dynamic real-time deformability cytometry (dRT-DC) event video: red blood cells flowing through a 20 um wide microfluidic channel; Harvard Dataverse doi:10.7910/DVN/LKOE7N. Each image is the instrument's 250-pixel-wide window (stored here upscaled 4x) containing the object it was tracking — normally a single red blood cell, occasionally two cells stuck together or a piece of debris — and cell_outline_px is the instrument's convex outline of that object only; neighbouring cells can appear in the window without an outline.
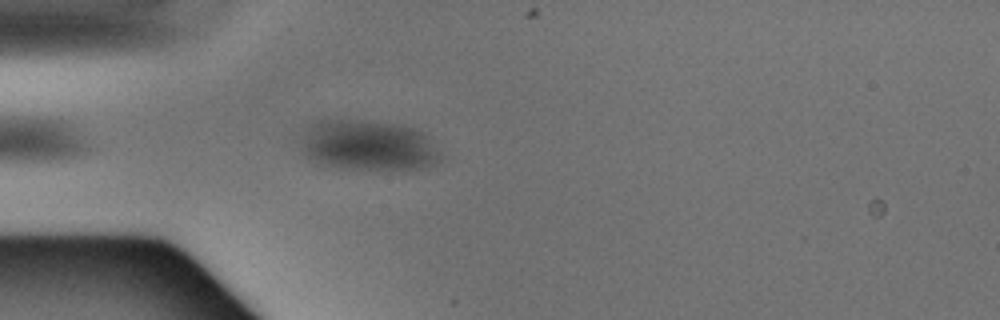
{"species": "Egyptian fruit bat (a non-hibernating species)", "species_latin": "Rousettus aegyptiacus", "temperature_condition": "warm", "stored_images_in_passage": 24, "camera_frame_rate_fps": 3000, "um_per_image_px": 0.085, "animal": {"sex": "male"}, "frame": {"image": 1, "passage_image": 3, "time_ms": 0.667, "image_size_px": [1000, 320], "cell_outline_px": [[444, 156], [440, 160], [432, 164], [416, 168], [340, 168], [316, 164], [300, 148], [300, 136], [312, 120], [372, 120], [404, 124], [416, 128], [424, 132], [428, 136]], "centroid_in_image_um": [31.26, 12.31], "position_along_channel_um": 53.7, "area_um2": 41.67}}
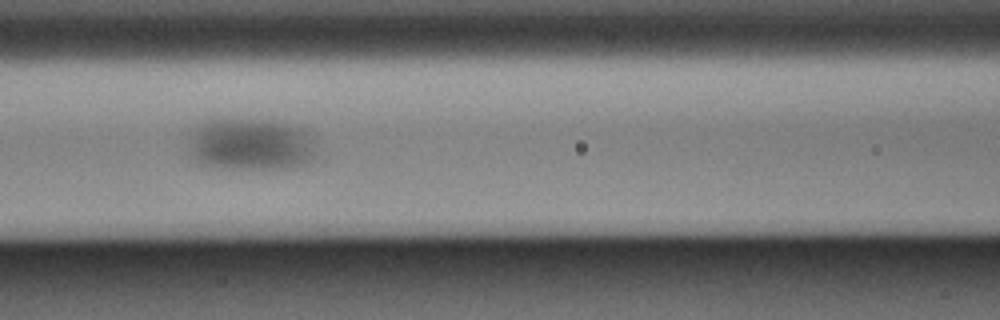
{"frame": {"image": 2, "passage_image": 10, "time_ms": 3.0, "image_size_px": [1000, 320], "cell_outline_px": [[320, 156], [316, 160], [308, 164], [296, 168], [224, 168], [200, 164], [192, 160], [188, 152], [188, 144], [192, 132], [200, 124], [208, 120], [252, 120], [284, 124], [300, 128], [304, 132], [320, 152]], "centroid_in_image_um": [21.32, 12.33], "position_along_channel_um": 145.3, "area_um2": 38.84}}
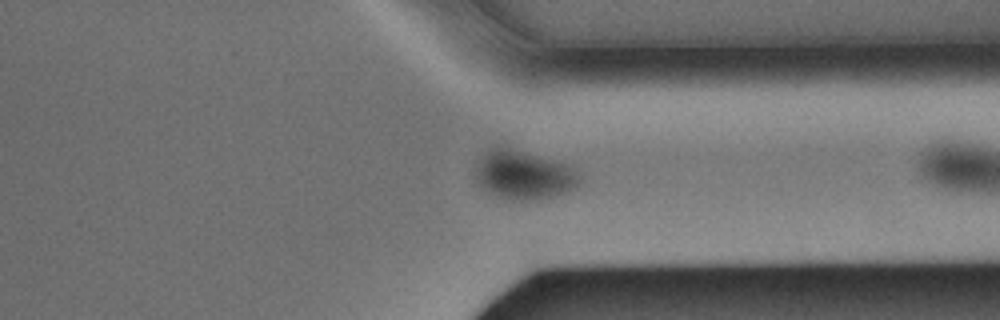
{"frame": {"image": 3, "passage_image": 23, "time_ms": 7.333, "image_size_px": [1000, 320], "cell_outline_px": [[580, 180], [576, 188], [568, 192], [556, 196], [524, 200], [520, 200], [500, 196], [488, 192], [476, 180], [476, 160], [488, 148], [508, 148], [524, 152], [568, 164], [580, 176]], "centroid_in_image_um": [44.51, 14.86], "position_along_channel_um": 366.9, "area_um2": 29.19}}